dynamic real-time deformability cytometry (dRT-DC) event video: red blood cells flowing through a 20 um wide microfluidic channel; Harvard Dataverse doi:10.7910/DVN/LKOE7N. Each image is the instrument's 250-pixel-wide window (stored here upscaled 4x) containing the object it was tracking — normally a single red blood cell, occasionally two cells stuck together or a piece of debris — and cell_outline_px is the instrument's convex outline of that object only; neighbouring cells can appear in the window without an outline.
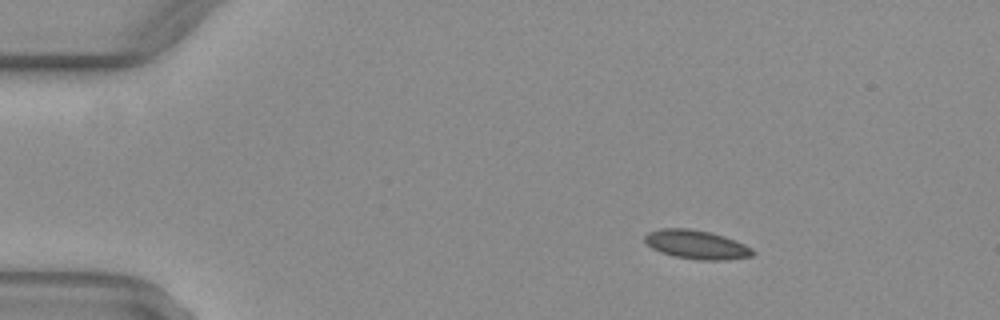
{"species": "common noctule bat (a hibernating species)", "species_latin": "Nyctalus noctula", "temperature_condition": "warm", "stored_images_in_passage": 46, "camera_frame_rate_fps": 3000, "um_per_image_px": 0.085, "animal": {"sex": "female", "body_mass_g": 29.2, "forearm_length_mm": 56.3}, "frame": {"image": 1, "passage_image": 2, "time_ms": 0.333, "image_size_px": [1000, 320], "cell_outline_px": [[756, 252], [752, 256], [724, 260], [700, 260], [672, 256], [660, 252], [652, 248], [644, 240], [644, 236], [648, 232], [660, 228], [692, 228], [712, 232], [724, 236], [744, 244], [752, 248]], "centroid_in_image_um": [59.19, 20.78], "position_along_channel_um": 25.8, "area_um2": 18.32}}
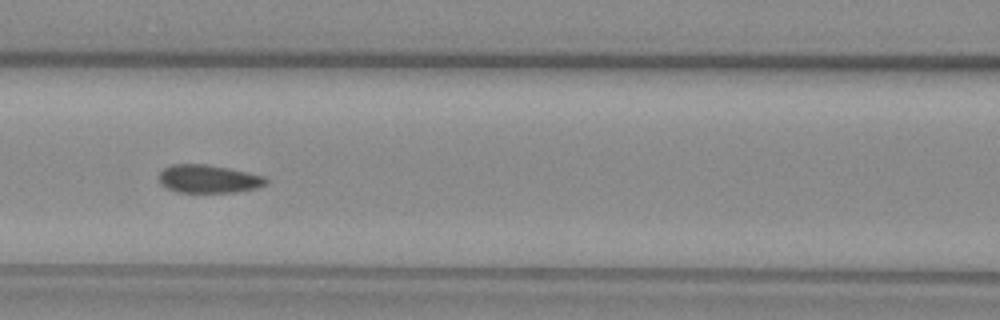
{"frame": {"image": 2, "passage_image": 17, "time_ms": 5.333, "image_size_px": [1000, 320], "cell_outline_px": [[268, 184], [256, 188], [236, 192], [176, 192], [160, 184], [156, 176], [164, 168], [172, 164], [208, 164], [248, 172], [264, 176], [268, 180]], "centroid_in_image_um": [17.7, 15.2], "position_along_channel_um": 148.9, "area_um2": 17.74}}
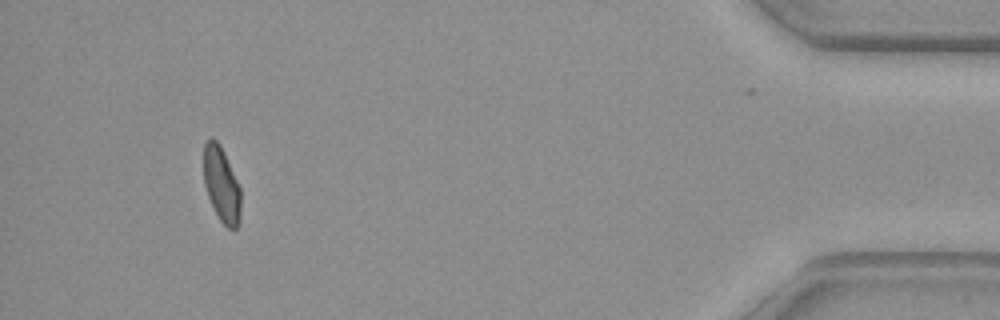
{"frame": {"image": 3, "passage_image": 42, "time_ms": 13.667, "image_size_px": [1000, 320], "cell_outline_px": [[240, 220], [236, 228], [228, 228], [220, 220], [208, 196], [204, 184], [204, 144], [212, 136], [220, 144], [224, 152], [240, 188]], "centroid_in_image_um": [18.82, 15.66], "position_along_channel_um": 416.4, "area_um2": 16.01}, "authors_computed_cell_mechanics": {"area_um2": 17.7157, "velocity_mm_per_s": 4.0473, "shape_relaxation_time_tau1_ms": 7.022, "shape_relaxation_time_tau2_ms": 1.4769, "deformation_change_tau1": 0.158, "deformation_change_tau2": 0.0667}}